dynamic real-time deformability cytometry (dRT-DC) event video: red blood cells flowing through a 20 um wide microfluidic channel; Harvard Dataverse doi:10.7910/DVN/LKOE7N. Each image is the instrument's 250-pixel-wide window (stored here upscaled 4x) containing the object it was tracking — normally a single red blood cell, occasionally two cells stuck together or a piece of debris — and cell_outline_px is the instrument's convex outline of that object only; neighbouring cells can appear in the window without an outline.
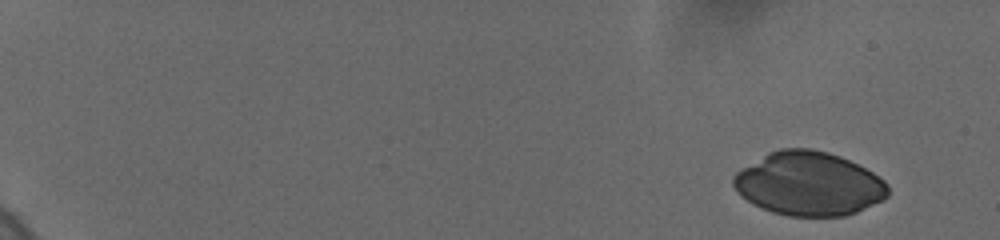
{"species": "human", "species_latin": "Homo sapiens", "temperature_condition": "cold", "stored_images_in_passage": 23, "camera_frame_rate_fps": 3000, "um_per_image_px": 0.085, "donor": {"sex": "female"}, "frame": {"image": 1, "passage_image": 1, "time_ms": 0.0, "image_size_px": [1000, 240], "cell_outline_px": [[888, 196], [884, 200], [856, 212], [844, 216], [788, 216], [772, 212], [748, 200], [732, 184], [732, 176], [740, 168], [768, 152], [780, 148], [812, 148], [828, 152], [840, 156], [872, 172], [884, 180], [888, 184]], "centroid_in_image_um": [68.76, 15.61], "position_along_channel_um": 16.2, "area_um2": 57.34}}